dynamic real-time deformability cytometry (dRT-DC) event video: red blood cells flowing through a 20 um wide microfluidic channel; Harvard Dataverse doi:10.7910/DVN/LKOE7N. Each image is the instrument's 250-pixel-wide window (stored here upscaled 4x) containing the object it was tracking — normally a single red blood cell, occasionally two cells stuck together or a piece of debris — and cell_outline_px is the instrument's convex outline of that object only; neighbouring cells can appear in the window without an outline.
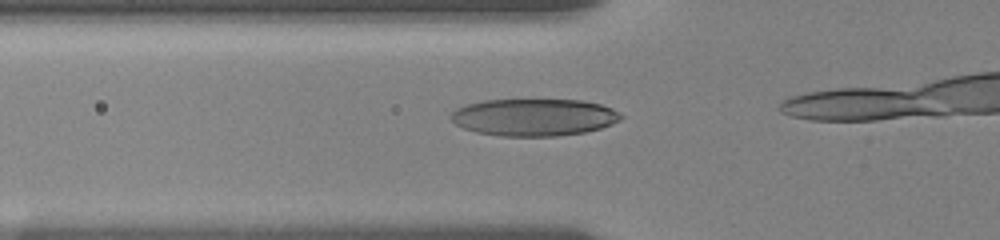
{"species": "human", "species_latin": "Homo sapiens", "temperature_condition": "room temperature", "stored_images_in_passage": 19, "camera_frame_rate_fps": 3000, "um_per_image_px": 0.085, "donor": {"sex": "female"}, "frame": {"image": 1, "passage_image": 14, "time_ms": 4.333, "image_size_px": [1000, 240], "cell_outline_px": [[624, 116], [620, 120], [612, 124], [600, 128], [584, 132], [556, 136], [500, 136], [476, 132], [464, 128], [456, 124], [452, 120], [452, 112], [456, 108], [464, 104], [484, 100], [580, 100], [600, 104], [612, 108], [620, 112]], "centroid_in_image_um": [45.39, 9.96], "position_along_channel_um": 80.4, "area_um2": 36.88}}